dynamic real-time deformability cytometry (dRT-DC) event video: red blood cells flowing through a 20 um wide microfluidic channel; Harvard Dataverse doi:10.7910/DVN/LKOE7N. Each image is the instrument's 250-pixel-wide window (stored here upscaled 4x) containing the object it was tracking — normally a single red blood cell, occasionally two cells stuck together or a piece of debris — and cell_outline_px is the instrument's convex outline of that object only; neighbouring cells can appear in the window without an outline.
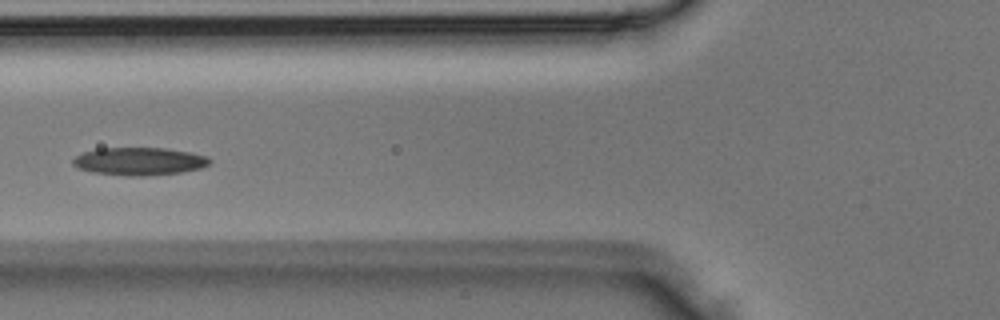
{"species": "Egyptian fruit bat (a non-hibernating species)", "species_latin": "Rousettus aegyptiacus", "temperature_condition": "room temperature", "stored_images_in_passage": 3, "camera_frame_rate_fps": 3000, "um_per_image_px": 0.085, "animal": {"sex": "male"}, "frame": {"image": 1, "passage_image": 3, "time_ms": 0.667, "image_size_px": [1000, 320], "cell_outline_px": [[212, 160], [208, 164], [200, 168], [180, 172], [144, 176], [128, 176], [92, 172], [76, 168], [72, 164], [72, 160], [76, 156], [84, 152], [96, 148], [164, 148], [188, 152], [204, 156]], "centroid_in_image_um": [11.77, 13.71], "position_along_channel_um": 114.0, "area_um2": 22.02}}